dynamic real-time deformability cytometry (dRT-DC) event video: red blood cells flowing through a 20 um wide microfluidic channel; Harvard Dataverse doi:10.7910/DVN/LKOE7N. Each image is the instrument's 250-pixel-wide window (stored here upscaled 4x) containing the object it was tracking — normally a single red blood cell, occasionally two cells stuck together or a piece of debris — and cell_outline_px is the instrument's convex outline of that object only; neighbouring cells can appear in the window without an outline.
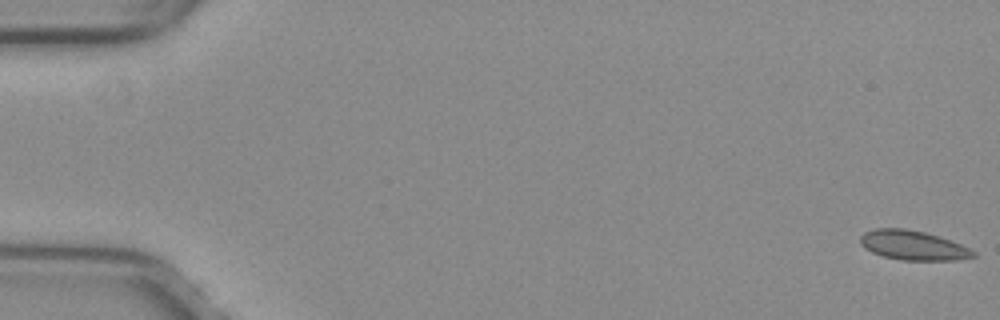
{"species": "common noctule bat (a hibernating species)", "species_latin": "Nyctalus noctula", "temperature_condition": "warm", "stored_images_in_passage": 14, "camera_frame_rate_fps": 3000, "um_per_image_px": 0.085, "animal": {"sex": "female", "body_mass_g": 29.2, "forearm_length_mm": 56.3}, "frame": {"image": 1, "passage_image": 1, "time_ms": 0.0, "image_size_px": [1000, 320], "cell_outline_px": [[976, 256], [956, 260], [900, 260], [884, 256], [872, 252], [864, 248], [860, 244], [860, 236], [864, 232], [876, 228], [904, 228], [924, 232], [960, 244], [976, 252]], "centroid_in_image_um": [77.56, 20.85], "position_along_channel_um": 7.4, "area_um2": 19.25}}